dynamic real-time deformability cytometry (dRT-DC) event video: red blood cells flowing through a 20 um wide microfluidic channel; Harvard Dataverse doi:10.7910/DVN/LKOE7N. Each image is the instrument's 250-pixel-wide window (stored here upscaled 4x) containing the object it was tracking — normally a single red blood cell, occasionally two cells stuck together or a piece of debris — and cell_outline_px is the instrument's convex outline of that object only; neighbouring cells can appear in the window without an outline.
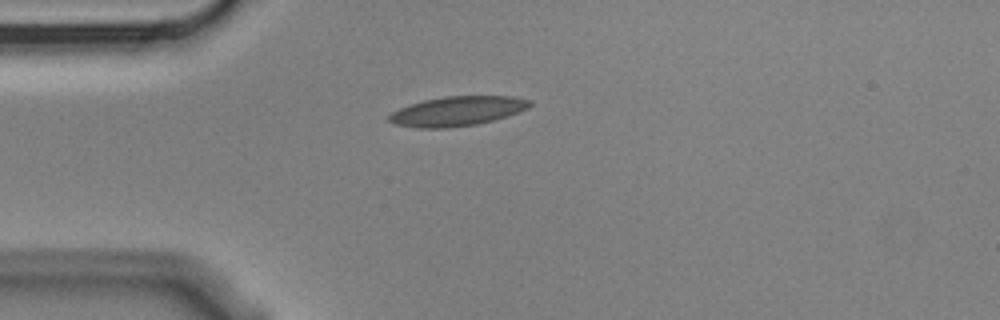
{"species": "Egyptian fruit bat (a non-hibernating species)", "species_latin": "Rousettus aegyptiacus", "temperature_condition": "cold", "stored_images_in_passage": 8, "camera_frame_rate_fps": 3000, "um_per_image_px": 0.085, "animal": {"sex": "male"}, "frame": {"image": 1, "passage_image": 1, "time_ms": 0.0, "image_size_px": [1000, 320], "cell_outline_px": [[532, 104], [528, 108], [508, 116], [476, 124], [448, 128], [416, 128], [396, 124], [388, 120], [388, 116], [392, 112], [400, 108], [424, 100], [444, 96], [512, 96], [528, 100]], "centroid_in_image_um": [38.86, 9.45], "position_along_channel_um": 46.1, "area_um2": 24.04}}
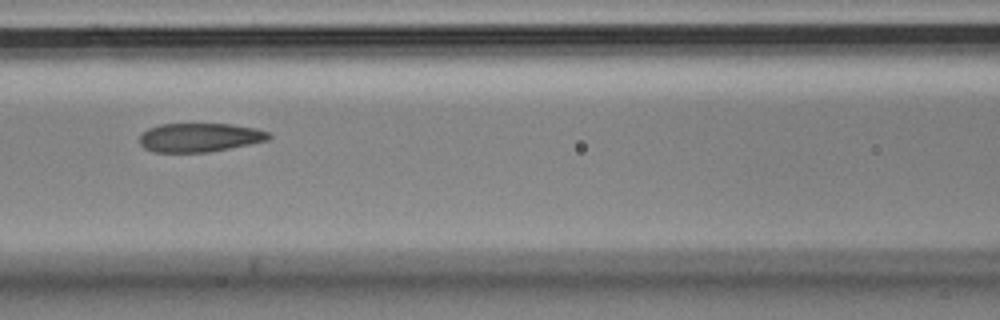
{"frame": {"image": 2, "passage_image": 4, "time_ms": 1.0, "image_size_px": [1000, 320], "cell_outline_px": [[272, 136], [268, 140], [208, 152], [152, 152], [144, 148], [140, 144], [140, 136], [148, 128], [160, 124], [232, 124], [256, 128], [268, 132]], "centroid_in_image_um": [16.95, 11.68], "position_along_channel_um": 149.6, "area_um2": 21.62}}
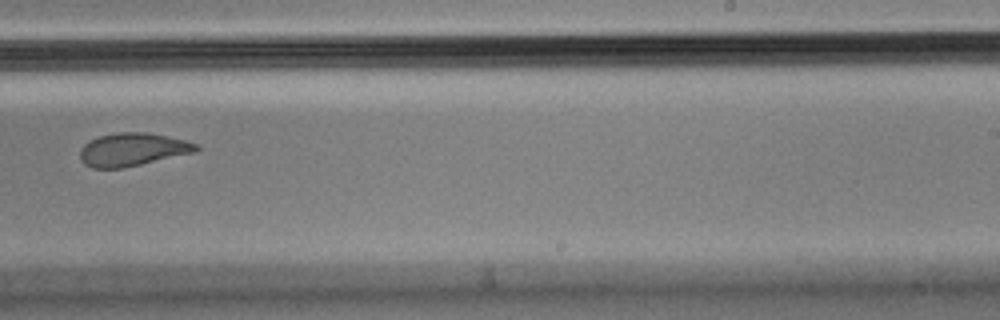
{"frame": {"image": 3, "passage_image": 7, "time_ms": 2.0, "image_size_px": [1000, 320], "cell_outline_px": [[200, 148], [196, 152], [124, 168], [92, 168], [84, 164], [80, 160], [80, 148], [88, 140], [100, 136], [120, 132], [144, 132], [168, 136], [200, 144]], "centroid_in_image_um": [11.27, 12.71], "position_along_channel_um": 277.7, "area_um2": 22.54}}